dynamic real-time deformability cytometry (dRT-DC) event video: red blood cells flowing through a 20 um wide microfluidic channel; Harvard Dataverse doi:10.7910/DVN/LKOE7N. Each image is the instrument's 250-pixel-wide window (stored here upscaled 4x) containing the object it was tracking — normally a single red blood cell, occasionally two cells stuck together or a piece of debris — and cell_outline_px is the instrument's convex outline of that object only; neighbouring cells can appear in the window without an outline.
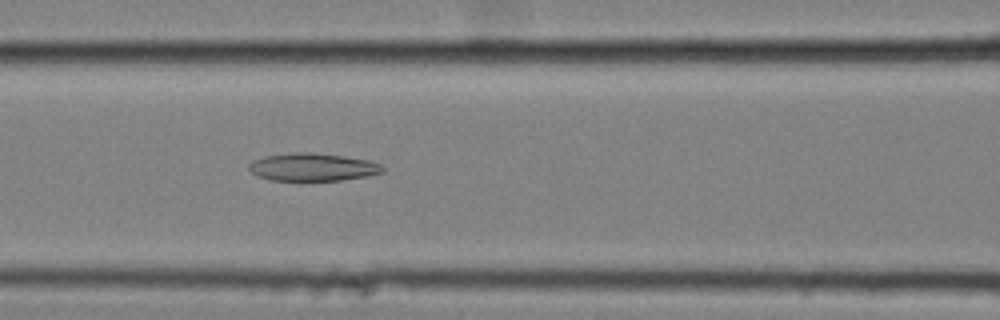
{"species": "common noctule bat (a hibernating species)", "species_latin": "Nyctalus noctula", "temperature_condition": "cold", "stored_images_in_passage": 40, "camera_frame_rate_fps": 3000, "um_per_image_px": 0.085, "animal": {"sex": "female", "body_mass_g": 25.1}, "frame": {"image": 1, "passage_image": 12, "time_ms": 3.667, "image_size_px": [1000, 320], "cell_outline_px": [[384, 172], [364, 176], [340, 180], [268, 180], [256, 176], [248, 168], [248, 164], [252, 160], [264, 156], [296, 152], [308, 152], [344, 156], [368, 160], [380, 164], [384, 168]], "centroid_in_image_um": [26.52, 14.2], "position_along_channel_um": 140.1, "area_um2": 21.56}}
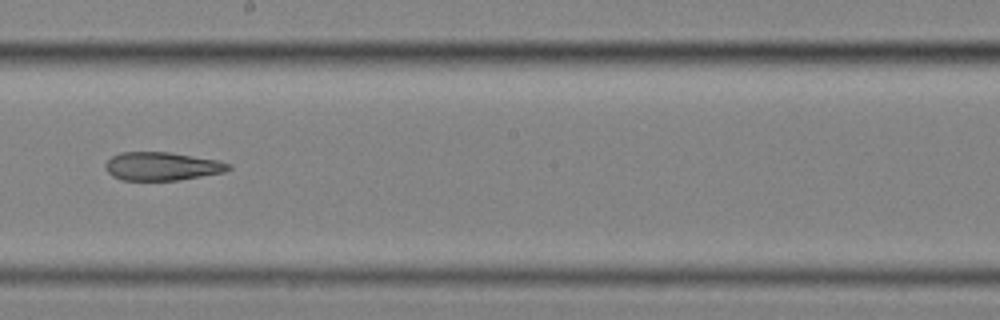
{"frame": {"image": 2, "passage_image": 20, "time_ms": 6.333, "image_size_px": [1000, 320], "cell_outline_px": [[232, 168], [224, 172], [180, 180], [124, 180], [112, 176], [104, 168], [104, 164], [112, 156], [120, 152], [168, 152], [216, 160], [232, 164]], "centroid_in_image_um": [13.75, 14.13], "position_along_channel_um": 234.4, "area_um2": 20.29}}
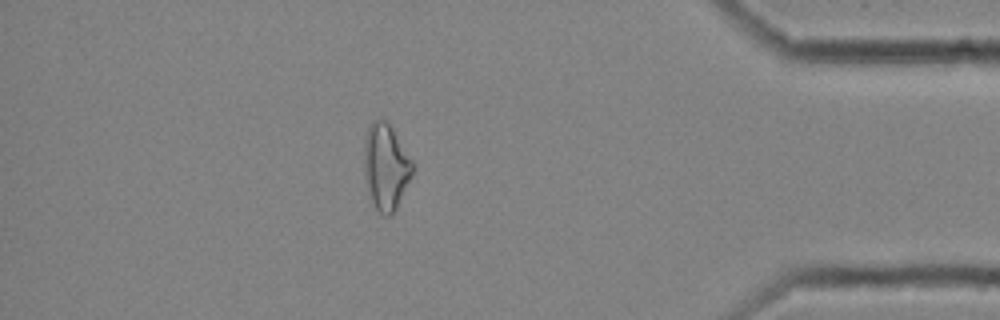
{"frame": {"image": 3, "passage_image": 37, "time_ms": 12.0, "image_size_px": [1000, 320], "cell_outline_px": [[416, 164], [412, 176], [392, 216], [384, 216], [372, 204], [364, 180], [364, 140], [368, 124], [372, 120], [384, 120], [392, 128]], "centroid_in_image_um": [32.8, 14.18], "position_along_channel_um": 402.4, "area_um2": 24.8}}